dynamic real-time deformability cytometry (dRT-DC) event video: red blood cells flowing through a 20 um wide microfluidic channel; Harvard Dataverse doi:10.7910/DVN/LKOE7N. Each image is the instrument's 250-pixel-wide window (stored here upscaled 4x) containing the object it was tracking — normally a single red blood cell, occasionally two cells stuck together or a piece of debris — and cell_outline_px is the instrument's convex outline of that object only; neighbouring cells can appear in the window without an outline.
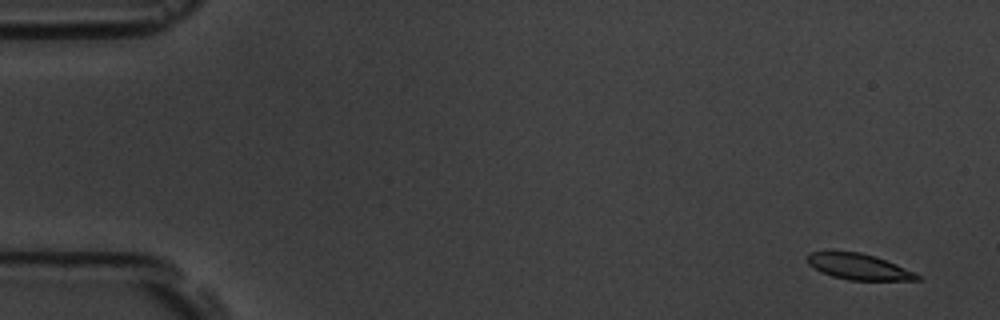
{"species": "common noctule bat (a hibernating species)", "species_latin": "Nyctalus noctula", "temperature_condition": "room temperature", "stored_images_in_passage": 7, "camera_frame_rate_fps": 3000, "um_per_image_px": 0.085, "animal": {"sex": "male", "body_mass_g": 19.5, "forearm_length_mm": 54.6}, "frame": {"image": 1, "passage_image": 1, "time_ms": 0.0, "image_size_px": [1000, 320], "cell_outline_px": [[924, 280], [848, 280], [832, 276], [820, 272], [808, 264], [808, 256], [812, 252], [860, 252], [876, 256], [896, 264], [920, 276]], "centroid_in_image_um": [73.0, 22.68], "position_along_channel_um": 12.0, "area_um2": 16.36}}
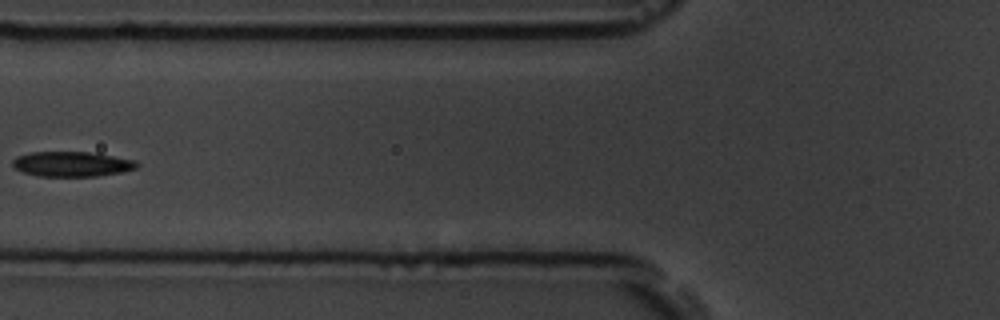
{"frame": {"image": 2, "passage_image": 6, "time_ms": 6.667, "image_size_px": [1000, 320], "cell_outline_px": [[140, 164], [136, 168], [124, 172], [96, 176], [36, 176], [24, 172], [16, 168], [12, 164], [12, 160], [16, 156], [28, 152], [96, 152], [136, 160]], "centroid_in_image_um": [6.15, 13.93], "position_along_channel_um": 119.7, "area_um2": 18.38}}
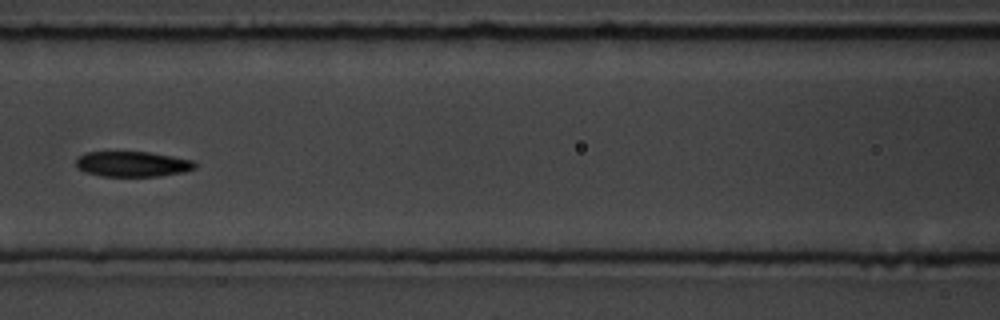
{"frame": {"image": 3, "passage_image": 7, "time_ms": 7.667, "image_size_px": [1000, 320], "cell_outline_px": [[196, 168], [184, 172], [160, 176], [100, 176], [84, 172], [76, 168], [76, 160], [80, 156], [88, 152], [148, 152], [196, 160]], "centroid_in_image_um": [11.29, 13.95], "position_along_channel_um": 155.3, "area_um2": 17.69}}